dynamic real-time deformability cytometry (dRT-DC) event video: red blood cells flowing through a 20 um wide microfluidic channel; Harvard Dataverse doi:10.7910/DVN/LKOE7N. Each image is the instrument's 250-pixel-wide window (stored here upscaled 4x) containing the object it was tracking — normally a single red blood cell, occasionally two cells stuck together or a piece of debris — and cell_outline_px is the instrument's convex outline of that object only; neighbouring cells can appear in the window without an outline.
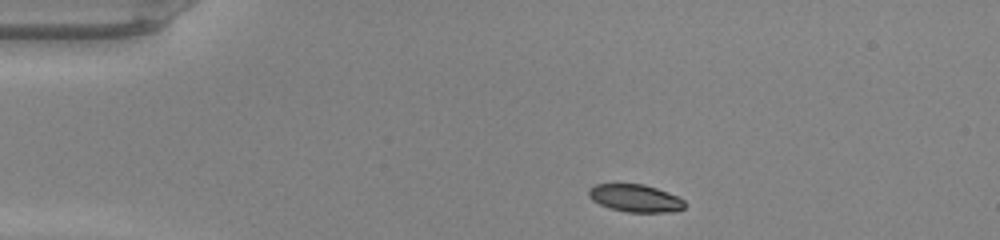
{"species": "common noctule bat (a hibernating species)", "species_latin": "Nyctalus noctula", "temperature_condition": "warm", "stored_images_in_passage": 40, "camera_frame_rate_fps": 3000, "um_per_image_px": 0.085, "animal": {"sex": "male", "body_mass_g": 20.0, "forearm_length_mm": 53.3}, "frame": {"image": 1, "passage_image": 1, "time_ms": 0.0, "image_size_px": [1000, 240], "cell_outline_px": [[684, 208], [668, 212], [628, 212], [608, 208], [592, 200], [588, 196], [588, 188], [596, 184], [644, 184], [668, 192], [684, 200]], "centroid_in_image_um": [53.96, 16.84], "position_along_channel_um": 31.0, "area_um2": 15.37}}
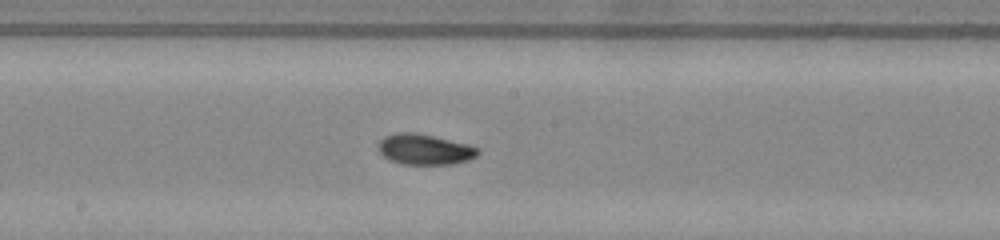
{"frame": {"image": 2, "passage_image": 18, "time_ms": 5.667, "image_size_px": [1000, 240], "cell_outline_px": [[480, 152], [476, 156], [468, 160], [452, 164], [400, 164], [388, 160], [376, 148], [380, 140], [384, 136], [396, 132], [412, 132], [432, 136], [468, 144], [480, 148]], "centroid_in_image_um": [36.07, 12.7], "position_along_channel_um": 212.1, "area_um2": 17.86}}
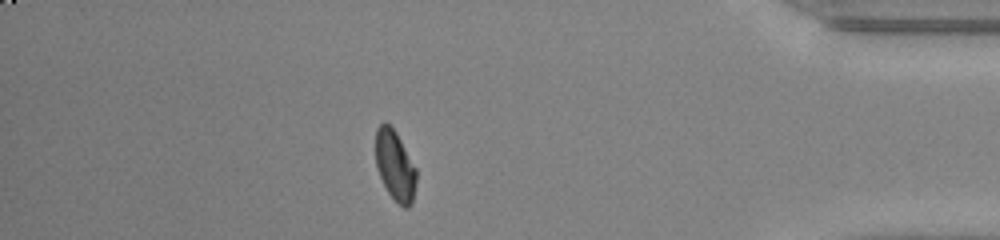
{"frame": {"image": 3, "passage_image": 34, "time_ms": 11.0, "image_size_px": [1000, 240], "cell_outline_px": [[416, 184], [412, 204], [408, 208], [404, 208], [388, 192], [376, 168], [376, 128], [384, 120], [396, 132], [416, 168]], "centroid_in_image_um": [33.58, 14.07], "position_along_channel_um": 401.6, "area_um2": 16.53}, "authors_computed_cell_mechanics": {"area_um2": 17.0799, "velocity_mm_per_s": 4.2591, "shape_relaxation_time_tau1_ms": 8.1036, "shape_relaxation_time_tau2_ms": 2.1681, "deformation_change_tau1": 0.2523, "deformation_change_tau2": 0.0552}}